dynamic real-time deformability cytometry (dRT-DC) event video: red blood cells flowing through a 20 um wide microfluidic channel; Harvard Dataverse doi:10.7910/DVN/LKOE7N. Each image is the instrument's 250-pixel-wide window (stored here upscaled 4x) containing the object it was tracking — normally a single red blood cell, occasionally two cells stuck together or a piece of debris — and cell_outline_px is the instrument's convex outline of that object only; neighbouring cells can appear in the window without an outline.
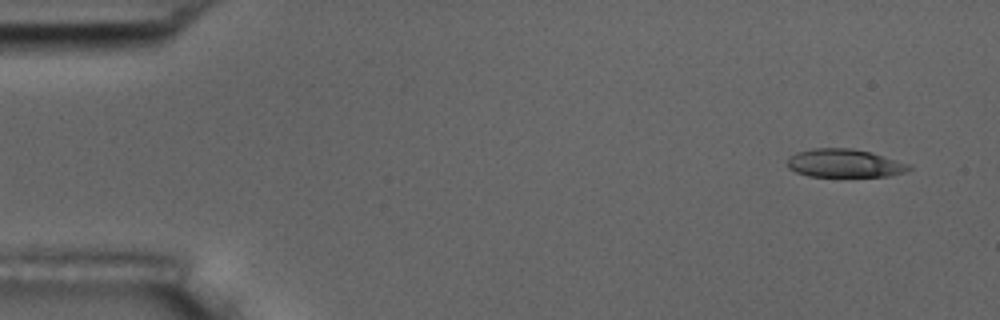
{"species": "common noctule bat (a hibernating species)", "species_latin": "Nyctalus noctula", "temperature_condition": "room temperature", "stored_images_in_passage": 7, "camera_frame_rate_fps": 3000, "um_per_image_px": 0.085, "animal": {"sex": "male", "body_mass_g": 17.5, "forearm_length_mm": 52.3}, "frame": {"image": 1, "passage_image": 1, "time_ms": 0.0, "image_size_px": [1000, 320], "cell_outline_px": [[912, 168], [904, 172], [892, 176], [808, 176], [796, 172], [788, 168], [788, 156], [796, 152], [812, 148], [852, 148], [872, 152], [908, 164]], "centroid_in_image_um": [71.75, 13.87], "position_along_channel_um": 13.2, "area_um2": 20.06}}
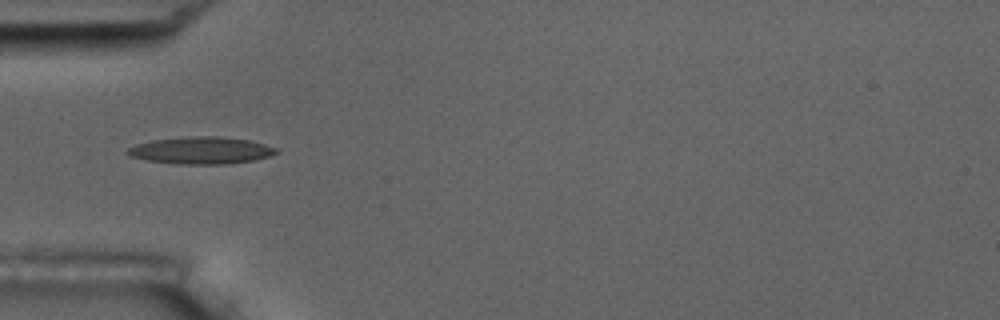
{"frame": {"image": 2, "passage_image": 5, "time_ms": 4.667, "image_size_px": [1000, 320], "cell_outline_px": [[280, 152], [268, 156], [252, 160], [224, 164], [176, 164], [148, 160], [132, 156], [124, 152], [128, 148], [136, 144], [152, 140], [188, 136], [216, 136], [252, 140], [276, 148]], "centroid_in_image_um": [17.09, 12.77], "position_along_channel_um": 67.9, "area_um2": 23.41}}